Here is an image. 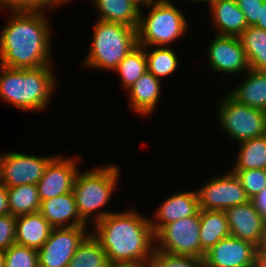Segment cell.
I'll return each mask as SVG.
<instances>
[{
	"mask_svg": "<svg viewBox=\"0 0 266 267\" xmlns=\"http://www.w3.org/2000/svg\"><path fill=\"white\" fill-rule=\"evenodd\" d=\"M154 48V49H153ZM144 47L147 71L162 81L163 78L176 73L179 59L173 48L165 46Z\"/></svg>",
	"mask_w": 266,
	"mask_h": 267,
	"instance_id": "26",
	"label": "cell"
},
{
	"mask_svg": "<svg viewBox=\"0 0 266 267\" xmlns=\"http://www.w3.org/2000/svg\"><path fill=\"white\" fill-rule=\"evenodd\" d=\"M146 267H205V265L203 258L170 255L155 250Z\"/></svg>",
	"mask_w": 266,
	"mask_h": 267,
	"instance_id": "30",
	"label": "cell"
},
{
	"mask_svg": "<svg viewBox=\"0 0 266 267\" xmlns=\"http://www.w3.org/2000/svg\"><path fill=\"white\" fill-rule=\"evenodd\" d=\"M7 196L11 215L20 216L39 212L41 200L36 185L9 187Z\"/></svg>",
	"mask_w": 266,
	"mask_h": 267,
	"instance_id": "27",
	"label": "cell"
},
{
	"mask_svg": "<svg viewBox=\"0 0 266 267\" xmlns=\"http://www.w3.org/2000/svg\"><path fill=\"white\" fill-rule=\"evenodd\" d=\"M39 212L53 228L88 226L78 213L73 192L42 200Z\"/></svg>",
	"mask_w": 266,
	"mask_h": 267,
	"instance_id": "19",
	"label": "cell"
},
{
	"mask_svg": "<svg viewBox=\"0 0 266 267\" xmlns=\"http://www.w3.org/2000/svg\"><path fill=\"white\" fill-rule=\"evenodd\" d=\"M55 76L53 65L28 69L0 66V98L21 111H46L57 90Z\"/></svg>",
	"mask_w": 266,
	"mask_h": 267,
	"instance_id": "3",
	"label": "cell"
},
{
	"mask_svg": "<svg viewBox=\"0 0 266 267\" xmlns=\"http://www.w3.org/2000/svg\"><path fill=\"white\" fill-rule=\"evenodd\" d=\"M228 236L230 231L225 211L200 210L199 238L204 252Z\"/></svg>",
	"mask_w": 266,
	"mask_h": 267,
	"instance_id": "23",
	"label": "cell"
},
{
	"mask_svg": "<svg viewBox=\"0 0 266 267\" xmlns=\"http://www.w3.org/2000/svg\"><path fill=\"white\" fill-rule=\"evenodd\" d=\"M52 229L40 212L16 216L15 243L38 250L47 241Z\"/></svg>",
	"mask_w": 266,
	"mask_h": 267,
	"instance_id": "21",
	"label": "cell"
},
{
	"mask_svg": "<svg viewBox=\"0 0 266 267\" xmlns=\"http://www.w3.org/2000/svg\"><path fill=\"white\" fill-rule=\"evenodd\" d=\"M210 8L211 24L216 35L238 37L245 31L248 24L245 15L235 0H204Z\"/></svg>",
	"mask_w": 266,
	"mask_h": 267,
	"instance_id": "17",
	"label": "cell"
},
{
	"mask_svg": "<svg viewBox=\"0 0 266 267\" xmlns=\"http://www.w3.org/2000/svg\"><path fill=\"white\" fill-rule=\"evenodd\" d=\"M55 156L3 152L0 154V183L7 188L26 184L36 185L44 175L47 164Z\"/></svg>",
	"mask_w": 266,
	"mask_h": 267,
	"instance_id": "10",
	"label": "cell"
},
{
	"mask_svg": "<svg viewBox=\"0 0 266 267\" xmlns=\"http://www.w3.org/2000/svg\"><path fill=\"white\" fill-rule=\"evenodd\" d=\"M92 235L105 250L110 263L146 267L155 251L150 218L136 209L111 212L92 225Z\"/></svg>",
	"mask_w": 266,
	"mask_h": 267,
	"instance_id": "2",
	"label": "cell"
},
{
	"mask_svg": "<svg viewBox=\"0 0 266 267\" xmlns=\"http://www.w3.org/2000/svg\"><path fill=\"white\" fill-rule=\"evenodd\" d=\"M154 2H170V0H153Z\"/></svg>",
	"mask_w": 266,
	"mask_h": 267,
	"instance_id": "47",
	"label": "cell"
},
{
	"mask_svg": "<svg viewBox=\"0 0 266 267\" xmlns=\"http://www.w3.org/2000/svg\"><path fill=\"white\" fill-rule=\"evenodd\" d=\"M147 71V61L144 47L137 45L132 49L113 70L121 79L120 85L127 90L136 80Z\"/></svg>",
	"mask_w": 266,
	"mask_h": 267,
	"instance_id": "29",
	"label": "cell"
},
{
	"mask_svg": "<svg viewBox=\"0 0 266 267\" xmlns=\"http://www.w3.org/2000/svg\"><path fill=\"white\" fill-rule=\"evenodd\" d=\"M238 38L245 50L250 69L266 71V30L248 26Z\"/></svg>",
	"mask_w": 266,
	"mask_h": 267,
	"instance_id": "25",
	"label": "cell"
},
{
	"mask_svg": "<svg viewBox=\"0 0 266 267\" xmlns=\"http://www.w3.org/2000/svg\"><path fill=\"white\" fill-rule=\"evenodd\" d=\"M4 253V267H38L36 249L14 243Z\"/></svg>",
	"mask_w": 266,
	"mask_h": 267,
	"instance_id": "31",
	"label": "cell"
},
{
	"mask_svg": "<svg viewBox=\"0 0 266 267\" xmlns=\"http://www.w3.org/2000/svg\"><path fill=\"white\" fill-rule=\"evenodd\" d=\"M130 1L133 2L140 10L141 8L148 7L149 5L154 3L153 0H130Z\"/></svg>",
	"mask_w": 266,
	"mask_h": 267,
	"instance_id": "41",
	"label": "cell"
},
{
	"mask_svg": "<svg viewBox=\"0 0 266 267\" xmlns=\"http://www.w3.org/2000/svg\"><path fill=\"white\" fill-rule=\"evenodd\" d=\"M144 14L140 11L137 28L138 45L142 47L170 46L188 31L187 17L173 2H154Z\"/></svg>",
	"mask_w": 266,
	"mask_h": 267,
	"instance_id": "6",
	"label": "cell"
},
{
	"mask_svg": "<svg viewBox=\"0 0 266 267\" xmlns=\"http://www.w3.org/2000/svg\"><path fill=\"white\" fill-rule=\"evenodd\" d=\"M91 3L98 9V20L138 28L141 10L130 0H91Z\"/></svg>",
	"mask_w": 266,
	"mask_h": 267,
	"instance_id": "22",
	"label": "cell"
},
{
	"mask_svg": "<svg viewBox=\"0 0 266 267\" xmlns=\"http://www.w3.org/2000/svg\"><path fill=\"white\" fill-rule=\"evenodd\" d=\"M237 6L245 15L248 26H253L259 17L260 8L264 0H235Z\"/></svg>",
	"mask_w": 266,
	"mask_h": 267,
	"instance_id": "35",
	"label": "cell"
},
{
	"mask_svg": "<svg viewBox=\"0 0 266 267\" xmlns=\"http://www.w3.org/2000/svg\"><path fill=\"white\" fill-rule=\"evenodd\" d=\"M162 81L146 71L126 91L129 92V106L138 115L150 116L154 113L162 91Z\"/></svg>",
	"mask_w": 266,
	"mask_h": 267,
	"instance_id": "18",
	"label": "cell"
},
{
	"mask_svg": "<svg viewBox=\"0 0 266 267\" xmlns=\"http://www.w3.org/2000/svg\"><path fill=\"white\" fill-rule=\"evenodd\" d=\"M60 8V0H41V12H45L46 9Z\"/></svg>",
	"mask_w": 266,
	"mask_h": 267,
	"instance_id": "40",
	"label": "cell"
},
{
	"mask_svg": "<svg viewBox=\"0 0 266 267\" xmlns=\"http://www.w3.org/2000/svg\"><path fill=\"white\" fill-rule=\"evenodd\" d=\"M16 216H0V250H7L15 243Z\"/></svg>",
	"mask_w": 266,
	"mask_h": 267,
	"instance_id": "33",
	"label": "cell"
},
{
	"mask_svg": "<svg viewBox=\"0 0 266 267\" xmlns=\"http://www.w3.org/2000/svg\"><path fill=\"white\" fill-rule=\"evenodd\" d=\"M258 247L251 242L228 236L204 255L205 267H254Z\"/></svg>",
	"mask_w": 266,
	"mask_h": 267,
	"instance_id": "14",
	"label": "cell"
},
{
	"mask_svg": "<svg viewBox=\"0 0 266 267\" xmlns=\"http://www.w3.org/2000/svg\"><path fill=\"white\" fill-rule=\"evenodd\" d=\"M56 155L36 184L40 200H48L73 191L75 177L79 171L78 160L82 156ZM64 156V157H63Z\"/></svg>",
	"mask_w": 266,
	"mask_h": 267,
	"instance_id": "13",
	"label": "cell"
},
{
	"mask_svg": "<svg viewBox=\"0 0 266 267\" xmlns=\"http://www.w3.org/2000/svg\"><path fill=\"white\" fill-rule=\"evenodd\" d=\"M153 219L150 217V224L156 234L164 225L173 221L196 215L200 211L197 191L177 192L155 208Z\"/></svg>",
	"mask_w": 266,
	"mask_h": 267,
	"instance_id": "16",
	"label": "cell"
},
{
	"mask_svg": "<svg viewBox=\"0 0 266 267\" xmlns=\"http://www.w3.org/2000/svg\"><path fill=\"white\" fill-rule=\"evenodd\" d=\"M239 150L236 161L231 171H243L249 169L266 170V134L239 142Z\"/></svg>",
	"mask_w": 266,
	"mask_h": 267,
	"instance_id": "24",
	"label": "cell"
},
{
	"mask_svg": "<svg viewBox=\"0 0 266 267\" xmlns=\"http://www.w3.org/2000/svg\"><path fill=\"white\" fill-rule=\"evenodd\" d=\"M227 170L196 189L200 210L225 211L250 200L236 175Z\"/></svg>",
	"mask_w": 266,
	"mask_h": 267,
	"instance_id": "9",
	"label": "cell"
},
{
	"mask_svg": "<svg viewBox=\"0 0 266 267\" xmlns=\"http://www.w3.org/2000/svg\"><path fill=\"white\" fill-rule=\"evenodd\" d=\"M5 266V253L3 250H0V267Z\"/></svg>",
	"mask_w": 266,
	"mask_h": 267,
	"instance_id": "43",
	"label": "cell"
},
{
	"mask_svg": "<svg viewBox=\"0 0 266 267\" xmlns=\"http://www.w3.org/2000/svg\"><path fill=\"white\" fill-rule=\"evenodd\" d=\"M257 211L266 220V188L251 199Z\"/></svg>",
	"mask_w": 266,
	"mask_h": 267,
	"instance_id": "36",
	"label": "cell"
},
{
	"mask_svg": "<svg viewBox=\"0 0 266 267\" xmlns=\"http://www.w3.org/2000/svg\"><path fill=\"white\" fill-rule=\"evenodd\" d=\"M73 0H60V7L64 6L65 4L72 2Z\"/></svg>",
	"mask_w": 266,
	"mask_h": 267,
	"instance_id": "44",
	"label": "cell"
},
{
	"mask_svg": "<svg viewBox=\"0 0 266 267\" xmlns=\"http://www.w3.org/2000/svg\"><path fill=\"white\" fill-rule=\"evenodd\" d=\"M239 85L227 92L238 103L266 112V71L249 69Z\"/></svg>",
	"mask_w": 266,
	"mask_h": 267,
	"instance_id": "20",
	"label": "cell"
},
{
	"mask_svg": "<svg viewBox=\"0 0 266 267\" xmlns=\"http://www.w3.org/2000/svg\"><path fill=\"white\" fill-rule=\"evenodd\" d=\"M254 267H266V251L262 247L257 250Z\"/></svg>",
	"mask_w": 266,
	"mask_h": 267,
	"instance_id": "39",
	"label": "cell"
},
{
	"mask_svg": "<svg viewBox=\"0 0 266 267\" xmlns=\"http://www.w3.org/2000/svg\"><path fill=\"white\" fill-rule=\"evenodd\" d=\"M107 267H142L134 264L110 263Z\"/></svg>",
	"mask_w": 266,
	"mask_h": 267,
	"instance_id": "42",
	"label": "cell"
},
{
	"mask_svg": "<svg viewBox=\"0 0 266 267\" xmlns=\"http://www.w3.org/2000/svg\"><path fill=\"white\" fill-rule=\"evenodd\" d=\"M186 1H189V2L192 1V2H194V3H195V2H196V3H200V2H201V4H202V2H203L204 0H186Z\"/></svg>",
	"mask_w": 266,
	"mask_h": 267,
	"instance_id": "45",
	"label": "cell"
},
{
	"mask_svg": "<svg viewBox=\"0 0 266 267\" xmlns=\"http://www.w3.org/2000/svg\"><path fill=\"white\" fill-rule=\"evenodd\" d=\"M8 214H10V209L8 206L7 187L0 183V216Z\"/></svg>",
	"mask_w": 266,
	"mask_h": 267,
	"instance_id": "37",
	"label": "cell"
},
{
	"mask_svg": "<svg viewBox=\"0 0 266 267\" xmlns=\"http://www.w3.org/2000/svg\"><path fill=\"white\" fill-rule=\"evenodd\" d=\"M0 31V66L13 69L54 65L51 23L46 12L9 11Z\"/></svg>",
	"mask_w": 266,
	"mask_h": 267,
	"instance_id": "1",
	"label": "cell"
},
{
	"mask_svg": "<svg viewBox=\"0 0 266 267\" xmlns=\"http://www.w3.org/2000/svg\"><path fill=\"white\" fill-rule=\"evenodd\" d=\"M224 96L217 104V123L224 134L236 143L266 134L265 111L240 104L228 93Z\"/></svg>",
	"mask_w": 266,
	"mask_h": 267,
	"instance_id": "7",
	"label": "cell"
},
{
	"mask_svg": "<svg viewBox=\"0 0 266 267\" xmlns=\"http://www.w3.org/2000/svg\"><path fill=\"white\" fill-rule=\"evenodd\" d=\"M109 264L105 250L90 232L78 246L67 267H107Z\"/></svg>",
	"mask_w": 266,
	"mask_h": 267,
	"instance_id": "28",
	"label": "cell"
},
{
	"mask_svg": "<svg viewBox=\"0 0 266 267\" xmlns=\"http://www.w3.org/2000/svg\"><path fill=\"white\" fill-rule=\"evenodd\" d=\"M253 26L266 30V0L263 1V5L260 8L258 20Z\"/></svg>",
	"mask_w": 266,
	"mask_h": 267,
	"instance_id": "38",
	"label": "cell"
},
{
	"mask_svg": "<svg viewBox=\"0 0 266 267\" xmlns=\"http://www.w3.org/2000/svg\"><path fill=\"white\" fill-rule=\"evenodd\" d=\"M209 69L225 74L243 75L249 69V62L238 37L214 35L207 49Z\"/></svg>",
	"mask_w": 266,
	"mask_h": 267,
	"instance_id": "12",
	"label": "cell"
},
{
	"mask_svg": "<svg viewBox=\"0 0 266 267\" xmlns=\"http://www.w3.org/2000/svg\"><path fill=\"white\" fill-rule=\"evenodd\" d=\"M230 235L251 242L258 248L264 244L266 220L257 211L253 202L238 204L225 210Z\"/></svg>",
	"mask_w": 266,
	"mask_h": 267,
	"instance_id": "15",
	"label": "cell"
},
{
	"mask_svg": "<svg viewBox=\"0 0 266 267\" xmlns=\"http://www.w3.org/2000/svg\"><path fill=\"white\" fill-rule=\"evenodd\" d=\"M262 248L266 251V235H265L264 244H263Z\"/></svg>",
	"mask_w": 266,
	"mask_h": 267,
	"instance_id": "46",
	"label": "cell"
},
{
	"mask_svg": "<svg viewBox=\"0 0 266 267\" xmlns=\"http://www.w3.org/2000/svg\"><path fill=\"white\" fill-rule=\"evenodd\" d=\"M87 228H53L47 241L37 250L38 267H67L80 243L90 233Z\"/></svg>",
	"mask_w": 266,
	"mask_h": 267,
	"instance_id": "11",
	"label": "cell"
},
{
	"mask_svg": "<svg viewBox=\"0 0 266 267\" xmlns=\"http://www.w3.org/2000/svg\"><path fill=\"white\" fill-rule=\"evenodd\" d=\"M0 9L8 12H41V0H0Z\"/></svg>",
	"mask_w": 266,
	"mask_h": 267,
	"instance_id": "34",
	"label": "cell"
},
{
	"mask_svg": "<svg viewBox=\"0 0 266 267\" xmlns=\"http://www.w3.org/2000/svg\"><path fill=\"white\" fill-rule=\"evenodd\" d=\"M239 179L247 197L251 200L266 188V170L249 169L243 171H232Z\"/></svg>",
	"mask_w": 266,
	"mask_h": 267,
	"instance_id": "32",
	"label": "cell"
},
{
	"mask_svg": "<svg viewBox=\"0 0 266 267\" xmlns=\"http://www.w3.org/2000/svg\"><path fill=\"white\" fill-rule=\"evenodd\" d=\"M121 175L119 165L92 166L85 172L78 171L73 185V194L81 219L89 226L94 225L111 212L103 210L112 199ZM93 217V218H92Z\"/></svg>",
	"mask_w": 266,
	"mask_h": 267,
	"instance_id": "4",
	"label": "cell"
},
{
	"mask_svg": "<svg viewBox=\"0 0 266 267\" xmlns=\"http://www.w3.org/2000/svg\"><path fill=\"white\" fill-rule=\"evenodd\" d=\"M200 211L164 225L155 234V250L170 255L204 258L200 238Z\"/></svg>",
	"mask_w": 266,
	"mask_h": 267,
	"instance_id": "8",
	"label": "cell"
},
{
	"mask_svg": "<svg viewBox=\"0 0 266 267\" xmlns=\"http://www.w3.org/2000/svg\"><path fill=\"white\" fill-rule=\"evenodd\" d=\"M93 24V40L88 55L83 59V67L113 72L122 59L138 45L137 29L97 18Z\"/></svg>",
	"mask_w": 266,
	"mask_h": 267,
	"instance_id": "5",
	"label": "cell"
}]
</instances>
